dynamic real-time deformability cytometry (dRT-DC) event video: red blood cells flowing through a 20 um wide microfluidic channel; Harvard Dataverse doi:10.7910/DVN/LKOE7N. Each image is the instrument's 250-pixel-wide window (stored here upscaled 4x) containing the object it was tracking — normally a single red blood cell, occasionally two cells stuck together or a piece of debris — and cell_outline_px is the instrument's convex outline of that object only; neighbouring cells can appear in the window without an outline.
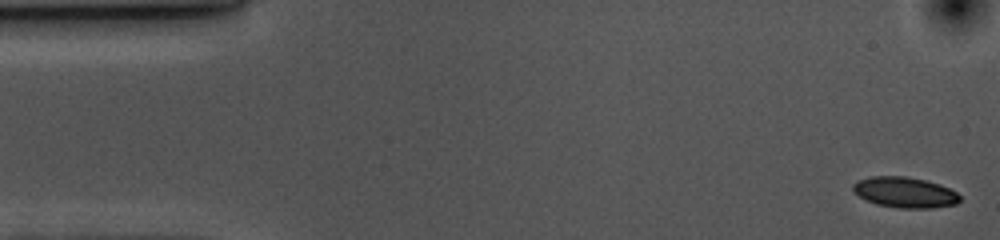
{"species": "common noctule bat (a hibernating species)", "species_latin": "Nyctalus noctula", "temperature_condition": "cold", "stored_images_in_passage": 55, "camera_frame_rate_fps": 3000, "um_per_image_px": 0.085, "animal": {"sex": "female", "body_mass_g": 10.0, "forearm_length_mm": 53.1}, "frame": {"image": 1, "passage_image": 1, "time_ms": 0.0, "image_size_px": [1000, 240], "cell_outline_px": [[960, 200], [956, 204], [932, 208], [900, 208], [876, 204], [860, 196], [852, 188], [852, 184], [856, 180], [872, 176], [908, 176], [940, 184], [956, 192], [960, 196]], "centroid_in_image_um": [76.91, 16.34], "position_along_channel_um": 8.1, "area_um2": 19.02}}
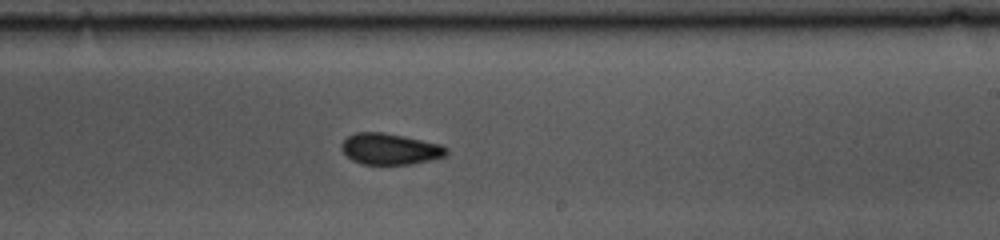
{"frame": {"image": 2, "passage_image": 31, "time_ms": 10.0, "image_size_px": [1000, 240], "cell_outline_px": [[448, 152], [444, 156], [428, 160], [408, 164], [360, 164], [352, 160], [340, 148], [340, 144], [348, 136], [356, 132], [384, 132], [404, 136], [440, 144], [448, 148]], "centroid_in_image_um": [33.12, 12.65], "position_along_channel_um": 255.9, "area_um2": 18.96}}
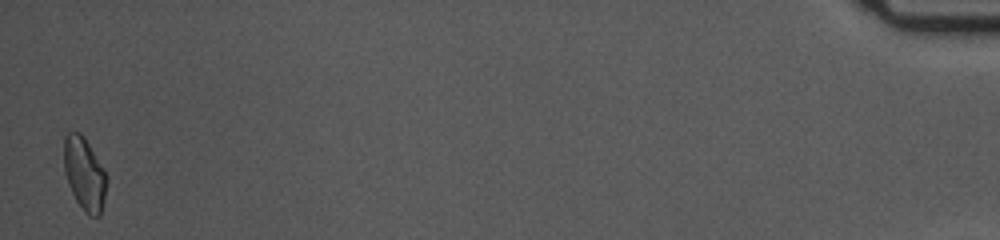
{"frame": {"image": 3, "passage_image": 54, "time_ms": 17.667, "image_size_px": [1000, 240], "cell_outline_px": [[108, 180], [104, 200], [100, 216], [88, 216], [84, 212], [76, 200], [68, 184], [64, 172], [64, 136], [68, 132], [80, 132], [84, 136], [104, 168], [108, 176]], "centroid_in_image_um": [7.19, 14.78], "position_along_channel_um": 428.0, "area_um2": 18.44}, "authors_computed_cell_mechanics": {"area_um2": 18.9584, "velocity_mm_per_s": 3.5501, "shape_relaxation_time_tau1_ms": null, "shape_relaxation_time_tau2_ms": 3.5757, "deformation_change_tau1": null, "deformation_change_tau2": 0.0685}}